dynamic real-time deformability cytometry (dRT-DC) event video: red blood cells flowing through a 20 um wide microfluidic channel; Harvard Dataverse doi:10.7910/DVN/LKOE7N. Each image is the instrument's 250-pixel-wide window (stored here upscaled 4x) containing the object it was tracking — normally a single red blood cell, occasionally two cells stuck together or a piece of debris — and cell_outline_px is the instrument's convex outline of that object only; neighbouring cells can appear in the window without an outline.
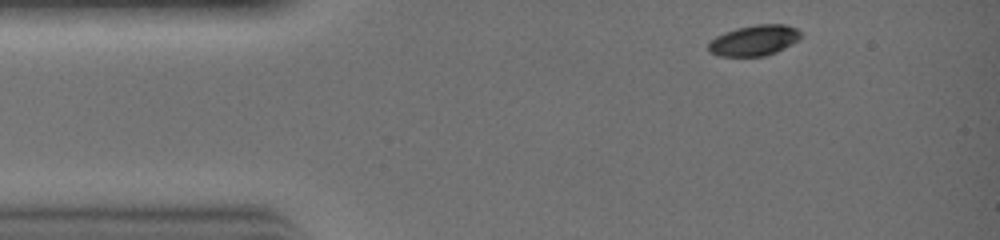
{"species": "common noctule bat (a hibernating species)", "species_latin": "Nyctalus noctula", "temperature_condition": "warm", "stored_images_in_passage": 6, "camera_frame_rate_fps": 3000, "um_per_image_px": 0.085, "animal": {"sex": "female", "body_mass_g": 19.0, "forearm_length_mm": 51.5}, "frame": {"image": 1, "passage_image": 1, "time_ms": 0.0, "image_size_px": [1000, 240], "cell_outline_px": [[800, 36], [796, 40], [776, 52], [764, 56], [720, 56], [708, 52], [708, 44], [716, 36], [724, 32], [736, 28], [756, 24], [784, 24], [796, 28], [800, 32]], "centroid_in_image_um": [64.05, 3.43], "position_along_channel_um": 20.9, "area_um2": 16.3}}